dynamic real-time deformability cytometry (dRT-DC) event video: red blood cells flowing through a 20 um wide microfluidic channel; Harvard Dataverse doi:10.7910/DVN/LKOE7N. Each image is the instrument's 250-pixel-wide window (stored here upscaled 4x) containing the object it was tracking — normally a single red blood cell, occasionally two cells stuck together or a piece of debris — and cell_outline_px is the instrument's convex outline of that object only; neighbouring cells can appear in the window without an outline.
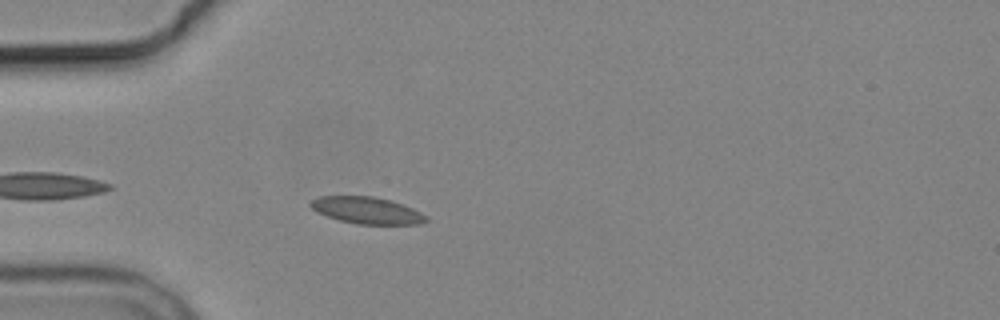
{"species": "common noctule bat (a hibernating species)", "species_latin": "Nyctalus noctula", "temperature_condition": "cold", "stored_images_in_passage": 4, "camera_frame_rate_fps": 3000, "um_per_image_px": 0.085, "animal": {"sex": "male", "body_mass_g": 19.2, "forearm_length_mm": 51.8}, "frame": {"image": 1, "passage_image": 4, "time_ms": 3.667, "image_size_px": [1000, 320], "cell_outline_px": [[428, 220], [420, 224], [356, 224], [340, 220], [316, 212], [308, 204], [312, 200], [320, 196], [372, 196], [392, 200], [412, 208], [428, 216]], "centroid_in_image_um": [31.19, 17.88], "position_along_channel_um": 53.8, "area_um2": 18.03}}